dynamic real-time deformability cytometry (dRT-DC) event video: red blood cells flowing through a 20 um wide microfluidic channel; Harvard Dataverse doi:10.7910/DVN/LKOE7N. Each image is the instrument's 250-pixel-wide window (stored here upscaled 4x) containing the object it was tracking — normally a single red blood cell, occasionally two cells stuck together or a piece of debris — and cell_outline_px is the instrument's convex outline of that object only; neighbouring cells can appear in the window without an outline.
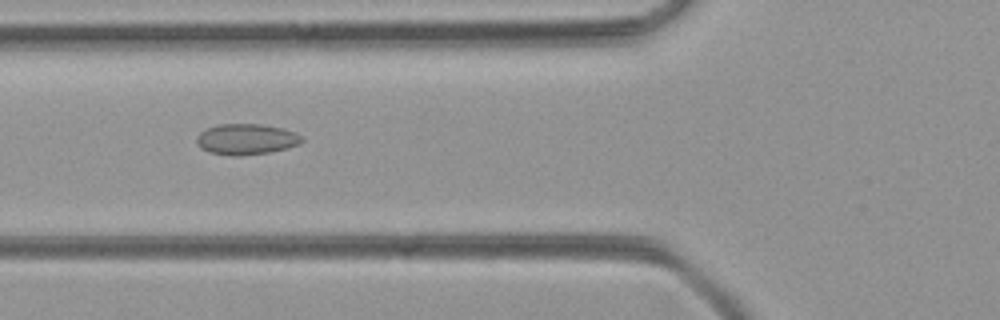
{"species": "common noctule bat (a hibernating species)", "species_latin": "Nyctalus noctula", "temperature_condition": "room temperature", "stored_images_in_passage": 35, "camera_frame_rate_fps": 3000, "um_per_image_px": 0.085, "animal": {"sex": "female", "body_mass_g": 21.9}, "frame": {"image": 1, "passage_image": 3, "time_ms": 0.667, "image_size_px": [1000, 320], "cell_outline_px": [[304, 140], [300, 144], [288, 148], [268, 152], [240, 156], [232, 156], [208, 152], [200, 148], [196, 140], [196, 136], [200, 132], [208, 128], [220, 124], [260, 124], [284, 128], [296, 132]], "centroid_in_image_um": [20.94, 11.84], "position_along_channel_um": 104.9, "area_um2": 19.02}}
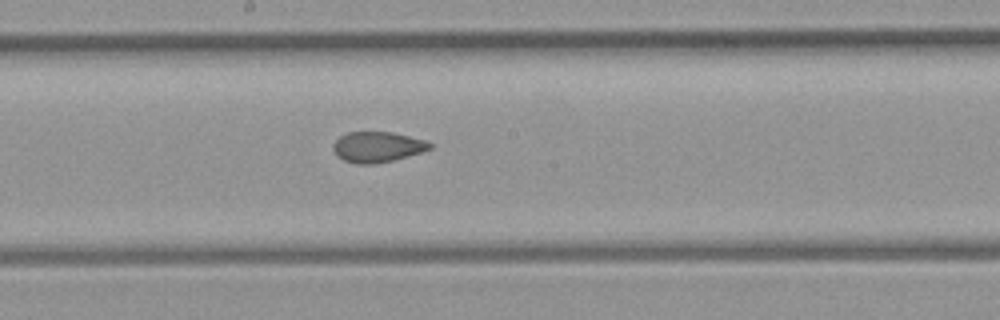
{"frame": {"image": 2, "passage_image": 11, "time_ms": 3.333, "image_size_px": [1000, 320], "cell_outline_px": [[432, 148], [420, 152], [392, 160], [372, 164], [356, 164], [344, 160], [336, 156], [332, 148], [332, 144], [340, 136], [348, 132], [392, 132], [424, 140], [432, 144]], "centroid_in_image_um": [32.02, 12.49], "position_along_channel_um": 216.2, "area_um2": 17.05}}
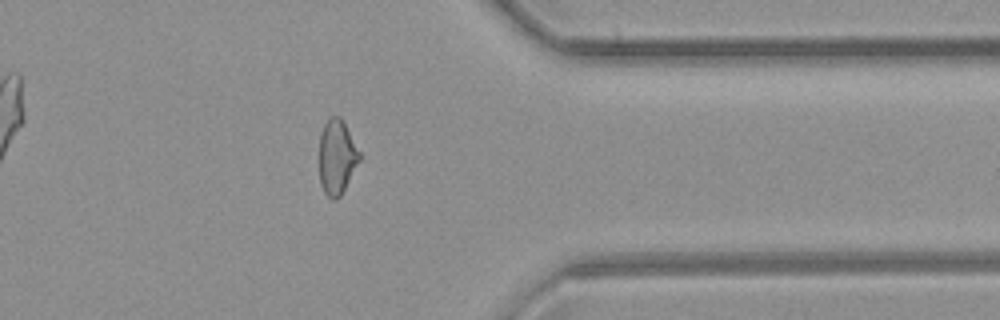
{"frame": {"image": 3, "passage_image": 24, "time_ms": 7.667, "image_size_px": [1000, 320], "cell_outline_px": [[360, 160], [340, 196], [336, 200], [332, 200], [324, 192], [320, 184], [320, 132], [324, 124], [332, 116], [340, 116], [344, 120], [360, 152]], "centroid_in_image_um": [28.64, 13.32], "position_along_channel_um": 382.8, "area_um2": 17.51}}